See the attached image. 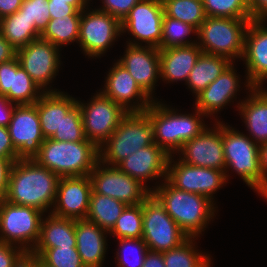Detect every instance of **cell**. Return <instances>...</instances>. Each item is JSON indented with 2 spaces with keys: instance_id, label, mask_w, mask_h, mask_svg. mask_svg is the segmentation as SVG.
<instances>
[{
  "instance_id": "6da1fadb",
  "label": "cell",
  "mask_w": 267,
  "mask_h": 267,
  "mask_svg": "<svg viewBox=\"0 0 267 267\" xmlns=\"http://www.w3.org/2000/svg\"><path fill=\"white\" fill-rule=\"evenodd\" d=\"M59 177L34 159L16 160L12 166L5 200L42 212L54 206ZM53 205V206H52Z\"/></svg>"
},
{
  "instance_id": "7a4b0ae2",
  "label": "cell",
  "mask_w": 267,
  "mask_h": 267,
  "mask_svg": "<svg viewBox=\"0 0 267 267\" xmlns=\"http://www.w3.org/2000/svg\"><path fill=\"white\" fill-rule=\"evenodd\" d=\"M151 193L188 237L198 238L217 210L214 201L200 194L177 189L166 179L164 183L151 187Z\"/></svg>"
},
{
  "instance_id": "3957f363",
  "label": "cell",
  "mask_w": 267,
  "mask_h": 267,
  "mask_svg": "<svg viewBox=\"0 0 267 267\" xmlns=\"http://www.w3.org/2000/svg\"><path fill=\"white\" fill-rule=\"evenodd\" d=\"M194 110L195 114H182L155 99L145 110L154 128L155 143L169 156H174L183 144L208 127L202 120L205 115L197 108Z\"/></svg>"
},
{
  "instance_id": "277c9868",
  "label": "cell",
  "mask_w": 267,
  "mask_h": 267,
  "mask_svg": "<svg viewBox=\"0 0 267 267\" xmlns=\"http://www.w3.org/2000/svg\"><path fill=\"white\" fill-rule=\"evenodd\" d=\"M59 178L89 176L99 161L98 147L89 140L82 142L45 139L33 158Z\"/></svg>"
},
{
  "instance_id": "5b68a950",
  "label": "cell",
  "mask_w": 267,
  "mask_h": 267,
  "mask_svg": "<svg viewBox=\"0 0 267 267\" xmlns=\"http://www.w3.org/2000/svg\"><path fill=\"white\" fill-rule=\"evenodd\" d=\"M155 144L154 128L145 112L127 113L114 133L98 148L99 161L117 166L137 150Z\"/></svg>"
},
{
  "instance_id": "8992f818",
  "label": "cell",
  "mask_w": 267,
  "mask_h": 267,
  "mask_svg": "<svg viewBox=\"0 0 267 267\" xmlns=\"http://www.w3.org/2000/svg\"><path fill=\"white\" fill-rule=\"evenodd\" d=\"M250 21L206 16L197 29V45L203 53L222 56L234 63L236 58L242 59L245 33Z\"/></svg>"
},
{
  "instance_id": "52a82bcc",
  "label": "cell",
  "mask_w": 267,
  "mask_h": 267,
  "mask_svg": "<svg viewBox=\"0 0 267 267\" xmlns=\"http://www.w3.org/2000/svg\"><path fill=\"white\" fill-rule=\"evenodd\" d=\"M222 143L225 157V176L232 169L254 191L262 196V173L259 145L248 135L222 122ZM230 168V169H229ZM228 169V170H227Z\"/></svg>"
},
{
  "instance_id": "ba28073f",
  "label": "cell",
  "mask_w": 267,
  "mask_h": 267,
  "mask_svg": "<svg viewBox=\"0 0 267 267\" xmlns=\"http://www.w3.org/2000/svg\"><path fill=\"white\" fill-rule=\"evenodd\" d=\"M44 212L30 206L0 200V242L22 248L31 253L40 237Z\"/></svg>"
},
{
  "instance_id": "9c48e42d",
  "label": "cell",
  "mask_w": 267,
  "mask_h": 267,
  "mask_svg": "<svg viewBox=\"0 0 267 267\" xmlns=\"http://www.w3.org/2000/svg\"><path fill=\"white\" fill-rule=\"evenodd\" d=\"M142 213V238L149 250L169 251L188 238L152 193L142 203Z\"/></svg>"
},
{
  "instance_id": "30bf717a",
  "label": "cell",
  "mask_w": 267,
  "mask_h": 267,
  "mask_svg": "<svg viewBox=\"0 0 267 267\" xmlns=\"http://www.w3.org/2000/svg\"><path fill=\"white\" fill-rule=\"evenodd\" d=\"M92 97L88 103L77 99V104L81 110L85 137L99 148L128 112L101 91Z\"/></svg>"
},
{
  "instance_id": "8fae6325",
  "label": "cell",
  "mask_w": 267,
  "mask_h": 267,
  "mask_svg": "<svg viewBox=\"0 0 267 267\" xmlns=\"http://www.w3.org/2000/svg\"><path fill=\"white\" fill-rule=\"evenodd\" d=\"M89 9L81 11L78 43L86 56L98 58L122 35L121 21L106 12Z\"/></svg>"
},
{
  "instance_id": "7c38bea8",
  "label": "cell",
  "mask_w": 267,
  "mask_h": 267,
  "mask_svg": "<svg viewBox=\"0 0 267 267\" xmlns=\"http://www.w3.org/2000/svg\"><path fill=\"white\" fill-rule=\"evenodd\" d=\"M92 191L112 197L126 205L143 203L151 194V188L122 172L117 166L98 161L89 175Z\"/></svg>"
},
{
  "instance_id": "4fadbf2b",
  "label": "cell",
  "mask_w": 267,
  "mask_h": 267,
  "mask_svg": "<svg viewBox=\"0 0 267 267\" xmlns=\"http://www.w3.org/2000/svg\"><path fill=\"white\" fill-rule=\"evenodd\" d=\"M163 17L164 10L161 0L139 1L121 22L122 33L127 32L134 37V40L132 38L131 41H126L127 44L143 45L144 42L145 46L159 49Z\"/></svg>"
},
{
  "instance_id": "5bb4252c",
  "label": "cell",
  "mask_w": 267,
  "mask_h": 267,
  "mask_svg": "<svg viewBox=\"0 0 267 267\" xmlns=\"http://www.w3.org/2000/svg\"><path fill=\"white\" fill-rule=\"evenodd\" d=\"M169 157L166 180L177 189L203 195L213 201V194L227 183L225 171L186 164ZM173 163V164H172Z\"/></svg>"
},
{
  "instance_id": "9a60e30c",
  "label": "cell",
  "mask_w": 267,
  "mask_h": 267,
  "mask_svg": "<svg viewBox=\"0 0 267 267\" xmlns=\"http://www.w3.org/2000/svg\"><path fill=\"white\" fill-rule=\"evenodd\" d=\"M60 48L41 38L17 50L20 66L29 74L43 92H57L48 88L60 69ZM48 88V89H47Z\"/></svg>"
},
{
  "instance_id": "2e32d148",
  "label": "cell",
  "mask_w": 267,
  "mask_h": 267,
  "mask_svg": "<svg viewBox=\"0 0 267 267\" xmlns=\"http://www.w3.org/2000/svg\"><path fill=\"white\" fill-rule=\"evenodd\" d=\"M8 130L17 160L33 159L39 153L45 138L35 104L15 105Z\"/></svg>"
},
{
  "instance_id": "e0dca14e",
  "label": "cell",
  "mask_w": 267,
  "mask_h": 267,
  "mask_svg": "<svg viewBox=\"0 0 267 267\" xmlns=\"http://www.w3.org/2000/svg\"><path fill=\"white\" fill-rule=\"evenodd\" d=\"M215 123L214 129L206 127L198 136L182 145L177 152L180 155V161L198 167L225 171L222 122L216 119Z\"/></svg>"
},
{
  "instance_id": "ac0fdd59",
  "label": "cell",
  "mask_w": 267,
  "mask_h": 267,
  "mask_svg": "<svg viewBox=\"0 0 267 267\" xmlns=\"http://www.w3.org/2000/svg\"><path fill=\"white\" fill-rule=\"evenodd\" d=\"M262 20H251L244 38L242 60L246 64L247 90L262 87L267 80V25Z\"/></svg>"
},
{
  "instance_id": "d6986e66",
  "label": "cell",
  "mask_w": 267,
  "mask_h": 267,
  "mask_svg": "<svg viewBox=\"0 0 267 267\" xmlns=\"http://www.w3.org/2000/svg\"><path fill=\"white\" fill-rule=\"evenodd\" d=\"M105 81L101 92L128 113L145 112L154 101L141 89L126 68L118 61L113 64Z\"/></svg>"
},
{
  "instance_id": "ffe728a7",
  "label": "cell",
  "mask_w": 267,
  "mask_h": 267,
  "mask_svg": "<svg viewBox=\"0 0 267 267\" xmlns=\"http://www.w3.org/2000/svg\"><path fill=\"white\" fill-rule=\"evenodd\" d=\"M91 191L89 176L59 178L51 214L61 218L86 219Z\"/></svg>"
},
{
  "instance_id": "44dd1931",
  "label": "cell",
  "mask_w": 267,
  "mask_h": 267,
  "mask_svg": "<svg viewBox=\"0 0 267 267\" xmlns=\"http://www.w3.org/2000/svg\"><path fill=\"white\" fill-rule=\"evenodd\" d=\"M125 49V55L117 61L126 68L141 89L153 99V91L161 77L159 49L131 44H127Z\"/></svg>"
},
{
  "instance_id": "7402d4cb",
  "label": "cell",
  "mask_w": 267,
  "mask_h": 267,
  "mask_svg": "<svg viewBox=\"0 0 267 267\" xmlns=\"http://www.w3.org/2000/svg\"><path fill=\"white\" fill-rule=\"evenodd\" d=\"M43 90L20 66L17 57L0 63V95L15 105L35 104Z\"/></svg>"
},
{
  "instance_id": "603a6c76",
  "label": "cell",
  "mask_w": 267,
  "mask_h": 267,
  "mask_svg": "<svg viewBox=\"0 0 267 267\" xmlns=\"http://www.w3.org/2000/svg\"><path fill=\"white\" fill-rule=\"evenodd\" d=\"M169 155L156 143L133 152L117 167L145 185L147 180L166 179Z\"/></svg>"
},
{
  "instance_id": "cb8c5ba5",
  "label": "cell",
  "mask_w": 267,
  "mask_h": 267,
  "mask_svg": "<svg viewBox=\"0 0 267 267\" xmlns=\"http://www.w3.org/2000/svg\"><path fill=\"white\" fill-rule=\"evenodd\" d=\"M232 63L221 75L196 96L195 108L206 117L213 116L236 97L240 88V75Z\"/></svg>"
},
{
  "instance_id": "d4e9b609",
  "label": "cell",
  "mask_w": 267,
  "mask_h": 267,
  "mask_svg": "<svg viewBox=\"0 0 267 267\" xmlns=\"http://www.w3.org/2000/svg\"><path fill=\"white\" fill-rule=\"evenodd\" d=\"M107 233L86 219L75 220L76 248L85 267H102L106 257Z\"/></svg>"
},
{
  "instance_id": "484cf974",
  "label": "cell",
  "mask_w": 267,
  "mask_h": 267,
  "mask_svg": "<svg viewBox=\"0 0 267 267\" xmlns=\"http://www.w3.org/2000/svg\"><path fill=\"white\" fill-rule=\"evenodd\" d=\"M203 51L197 44L159 49L162 81H185Z\"/></svg>"
},
{
  "instance_id": "4316f807",
  "label": "cell",
  "mask_w": 267,
  "mask_h": 267,
  "mask_svg": "<svg viewBox=\"0 0 267 267\" xmlns=\"http://www.w3.org/2000/svg\"><path fill=\"white\" fill-rule=\"evenodd\" d=\"M66 93L44 92L35 103L45 139L51 138L59 130L63 117L77 104V100Z\"/></svg>"
},
{
  "instance_id": "83f0119b",
  "label": "cell",
  "mask_w": 267,
  "mask_h": 267,
  "mask_svg": "<svg viewBox=\"0 0 267 267\" xmlns=\"http://www.w3.org/2000/svg\"><path fill=\"white\" fill-rule=\"evenodd\" d=\"M248 98L238 102V110L244 120L248 136L257 144L267 143V95L259 88L253 87Z\"/></svg>"
},
{
  "instance_id": "f1b7e54d",
  "label": "cell",
  "mask_w": 267,
  "mask_h": 267,
  "mask_svg": "<svg viewBox=\"0 0 267 267\" xmlns=\"http://www.w3.org/2000/svg\"><path fill=\"white\" fill-rule=\"evenodd\" d=\"M56 247H76L75 219L49 213L42 219L40 237L34 248Z\"/></svg>"
},
{
  "instance_id": "f546056e",
  "label": "cell",
  "mask_w": 267,
  "mask_h": 267,
  "mask_svg": "<svg viewBox=\"0 0 267 267\" xmlns=\"http://www.w3.org/2000/svg\"><path fill=\"white\" fill-rule=\"evenodd\" d=\"M232 63L228 58L202 53L190 71L186 85L196 97Z\"/></svg>"
},
{
  "instance_id": "4dcf8cb0",
  "label": "cell",
  "mask_w": 267,
  "mask_h": 267,
  "mask_svg": "<svg viewBox=\"0 0 267 267\" xmlns=\"http://www.w3.org/2000/svg\"><path fill=\"white\" fill-rule=\"evenodd\" d=\"M126 206L119 200L91 191L86 220L110 232Z\"/></svg>"
},
{
  "instance_id": "1f68e13d",
  "label": "cell",
  "mask_w": 267,
  "mask_h": 267,
  "mask_svg": "<svg viewBox=\"0 0 267 267\" xmlns=\"http://www.w3.org/2000/svg\"><path fill=\"white\" fill-rule=\"evenodd\" d=\"M0 31L16 50L40 38V33L19 11L0 19Z\"/></svg>"
},
{
  "instance_id": "d6a6232c",
  "label": "cell",
  "mask_w": 267,
  "mask_h": 267,
  "mask_svg": "<svg viewBox=\"0 0 267 267\" xmlns=\"http://www.w3.org/2000/svg\"><path fill=\"white\" fill-rule=\"evenodd\" d=\"M194 240L195 237H188L179 246L162 252L165 267H212L211 256L198 252Z\"/></svg>"
},
{
  "instance_id": "836d02e7",
  "label": "cell",
  "mask_w": 267,
  "mask_h": 267,
  "mask_svg": "<svg viewBox=\"0 0 267 267\" xmlns=\"http://www.w3.org/2000/svg\"><path fill=\"white\" fill-rule=\"evenodd\" d=\"M79 30L80 17L49 19L46 28L40 34V38L61 48V46L73 42L78 43Z\"/></svg>"
},
{
  "instance_id": "e575fe53",
  "label": "cell",
  "mask_w": 267,
  "mask_h": 267,
  "mask_svg": "<svg viewBox=\"0 0 267 267\" xmlns=\"http://www.w3.org/2000/svg\"><path fill=\"white\" fill-rule=\"evenodd\" d=\"M164 14L198 29L206 19L203 0H161Z\"/></svg>"
},
{
  "instance_id": "d590c367",
  "label": "cell",
  "mask_w": 267,
  "mask_h": 267,
  "mask_svg": "<svg viewBox=\"0 0 267 267\" xmlns=\"http://www.w3.org/2000/svg\"><path fill=\"white\" fill-rule=\"evenodd\" d=\"M191 33L197 35V29L188 23L173 19L164 14L159 49L197 44V40L189 41V39H186Z\"/></svg>"
},
{
  "instance_id": "8d00e7d4",
  "label": "cell",
  "mask_w": 267,
  "mask_h": 267,
  "mask_svg": "<svg viewBox=\"0 0 267 267\" xmlns=\"http://www.w3.org/2000/svg\"><path fill=\"white\" fill-rule=\"evenodd\" d=\"M143 213L142 203L127 205L115 226L109 232L113 237L120 238H142Z\"/></svg>"
},
{
  "instance_id": "74e56055",
  "label": "cell",
  "mask_w": 267,
  "mask_h": 267,
  "mask_svg": "<svg viewBox=\"0 0 267 267\" xmlns=\"http://www.w3.org/2000/svg\"><path fill=\"white\" fill-rule=\"evenodd\" d=\"M31 254L50 267H85L76 247L34 248Z\"/></svg>"
},
{
  "instance_id": "f35d334b",
  "label": "cell",
  "mask_w": 267,
  "mask_h": 267,
  "mask_svg": "<svg viewBox=\"0 0 267 267\" xmlns=\"http://www.w3.org/2000/svg\"><path fill=\"white\" fill-rule=\"evenodd\" d=\"M206 16L251 19L249 0H203Z\"/></svg>"
},
{
  "instance_id": "ab89813d",
  "label": "cell",
  "mask_w": 267,
  "mask_h": 267,
  "mask_svg": "<svg viewBox=\"0 0 267 267\" xmlns=\"http://www.w3.org/2000/svg\"><path fill=\"white\" fill-rule=\"evenodd\" d=\"M119 249L116 252L117 266L118 267H142L148 248L143 238H120ZM129 250V257L124 253ZM132 254V256H130ZM131 258V260H129Z\"/></svg>"
},
{
  "instance_id": "60d3db41",
  "label": "cell",
  "mask_w": 267,
  "mask_h": 267,
  "mask_svg": "<svg viewBox=\"0 0 267 267\" xmlns=\"http://www.w3.org/2000/svg\"><path fill=\"white\" fill-rule=\"evenodd\" d=\"M55 141H71L82 142L86 140L81 110L76 104L68 113L63 117L59 130H56L55 134L51 137Z\"/></svg>"
},
{
  "instance_id": "b9f144b4",
  "label": "cell",
  "mask_w": 267,
  "mask_h": 267,
  "mask_svg": "<svg viewBox=\"0 0 267 267\" xmlns=\"http://www.w3.org/2000/svg\"><path fill=\"white\" fill-rule=\"evenodd\" d=\"M41 34L50 19L48 0H23L18 10Z\"/></svg>"
},
{
  "instance_id": "7bdbcfd3",
  "label": "cell",
  "mask_w": 267,
  "mask_h": 267,
  "mask_svg": "<svg viewBox=\"0 0 267 267\" xmlns=\"http://www.w3.org/2000/svg\"><path fill=\"white\" fill-rule=\"evenodd\" d=\"M139 1L141 0H102L103 5L98 10L108 13L122 22Z\"/></svg>"
},
{
  "instance_id": "ee69618b",
  "label": "cell",
  "mask_w": 267,
  "mask_h": 267,
  "mask_svg": "<svg viewBox=\"0 0 267 267\" xmlns=\"http://www.w3.org/2000/svg\"><path fill=\"white\" fill-rule=\"evenodd\" d=\"M27 255L16 245L0 242V267H18Z\"/></svg>"
},
{
  "instance_id": "f6af8a7d",
  "label": "cell",
  "mask_w": 267,
  "mask_h": 267,
  "mask_svg": "<svg viewBox=\"0 0 267 267\" xmlns=\"http://www.w3.org/2000/svg\"><path fill=\"white\" fill-rule=\"evenodd\" d=\"M50 19L60 17H81V11H78L74 6L67 2L48 1Z\"/></svg>"
},
{
  "instance_id": "bcb514c9",
  "label": "cell",
  "mask_w": 267,
  "mask_h": 267,
  "mask_svg": "<svg viewBox=\"0 0 267 267\" xmlns=\"http://www.w3.org/2000/svg\"><path fill=\"white\" fill-rule=\"evenodd\" d=\"M0 158L17 159V151L11 142L8 127L0 126Z\"/></svg>"
},
{
  "instance_id": "7dc6e473",
  "label": "cell",
  "mask_w": 267,
  "mask_h": 267,
  "mask_svg": "<svg viewBox=\"0 0 267 267\" xmlns=\"http://www.w3.org/2000/svg\"><path fill=\"white\" fill-rule=\"evenodd\" d=\"M16 160L0 158V200L7 195L10 172Z\"/></svg>"
},
{
  "instance_id": "c3c4849f",
  "label": "cell",
  "mask_w": 267,
  "mask_h": 267,
  "mask_svg": "<svg viewBox=\"0 0 267 267\" xmlns=\"http://www.w3.org/2000/svg\"><path fill=\"white\" fill-rule=\"evenodd\" d=\"M259 163L262 173V197L267 199V143L259 146Z\"/></svg>"
},
{
  "instance_id": "681fc988",
  "label": "cell",
  "mask_w": 267,
  "mask_h": 267,
  "mask_svg": "<svg viewBox=\"0 0 267 267\" xmlns=\"http://www.w3.org/2000/svg\"><path fill=\"white\" fill-rule=\"evenodd\" d=\"M15 104L8 101L5 96L0 95V126L8 127Z\"/></svg>"
},
{
  "instance_id": "f907efd6",
  "label": "cell",
  "mask_w": 267,
  "mask_h": 267,
  "mask_svg": "<svg viewBox=\"0 0 267 267\" xmlns=\"http://www.w3.org/2000/svg\"><path fill=\"white\" fill-rule=\"evenodd\" d=\"M251 20H261L267 14V0H249Z\"/></svg>"
},
{
  "instance_id": "816d5d0a",
  "label": "cell",
  "mask_w": 267,
  "mask_h": 267,
  "mask_svg": "<svg viewBox=\"0 0 267 267\" xmlns=\"http://www.w3.org/2000/svg\"><path fill=\"white\" fill-rule=\"evenodd\" d=\"M17 50L6 41L0 31V63H4L16 57Z\"/></svg>"
},
{
  "instance_id": "f5cc1de1",
  "label": "cell",
  "mask_w": 267,
  "mask_h": 267,
  "mask_svg": "<svg viewBox=\"0 0 267 267\" xmlns=\"http://www.w3.org/2000/svg\"><path fill=\"white\" fill-rule=\"evenodd\" d=\"M23 0H0V19L17 12Z\"/></svg>"
},
{
  "instance_id": "db71d44e",
  "label": "cell",
  "mask_w": 267,
  "mask_h": 267,
  "mask_svg": "<svg viewBox=\"0 0 267 267\" xmlns=\"http://www.w3.org/2000/svg\"><path fill=\"white\" fill-rule=\"evenodd\" d=\"M142 267H165L163 253L148 250Z\"/></svg>"
},
{
  "instance_id": "11a10c76",
  "label": "cell",
  "mask_w": 267,
  "mask_h": 267,
  "mask_svg": "<svg viewBox=\"0 0 267 267\" xmlns=\"http://www.w3.org/2000/svg\"><path fill=\"white\" fill-rule=\"evenodd\" d=\"M48 1H60V2H67L74 6L78 11H83L86 7H89V1L91 0H48Z\"/></svg>"
},
{
  "instance_id": "9f6ffc18",
  "label": "cell",
  "mask_w": 267,
  "mask_h": 267,
  "mask_svg": "<svg viewBox=\"0 0 267 267\" xmlns=\"http://www.w3.org/2000/svg\"><path fill=\"white\" fill-rule=\"evenodd\" d=\"M18 267H39L28 255L18 265Z\"/></svg>"
},
{
  "instance_id": "6f0895ef",
  "label": "cell",
  "mask_w": 267,
  "mask_h": 267,
  "mask_svg": "<svg viewBox=\"0 0 267 267\" xmlns=\"http://www.w3.org/2000/svg\"><path fill=\"white\" fill-rule=\"evenodd\" d=\"M28 256L39 266V267H50L44 263L38 256L28 253Z\"/></svg>"
},
{
  "instance_id": "680465c9",
  "label": "cell",
  "mask_w": 267,
  "mask_h": 267,
  "mask_svg": "<svg viewBox=\"0 0 267 267\" xmlns=\"http://www.w3.org/2000/svg\"><path fill=\"white\" fill-rule=\"evenodd\" d=\"M266 95H267V90L264 89V86L263 88L262 87H259Z\"/></svg>"
},
{
  "instance_id": "91938a15",
  "label": "cell",
  "mask_w": 267,
  "mask_h": 267,
  "mask_svg": "<svg viewBox=\"0 0 267 267\" xmlns=\"http://www.w3.org/2000/svg\"><path fill=\"white\" fill-rule=\"evenodd\" d=\"M261 20L266 22V20H267V14Z\"/></svg>"
}]
</instances>
